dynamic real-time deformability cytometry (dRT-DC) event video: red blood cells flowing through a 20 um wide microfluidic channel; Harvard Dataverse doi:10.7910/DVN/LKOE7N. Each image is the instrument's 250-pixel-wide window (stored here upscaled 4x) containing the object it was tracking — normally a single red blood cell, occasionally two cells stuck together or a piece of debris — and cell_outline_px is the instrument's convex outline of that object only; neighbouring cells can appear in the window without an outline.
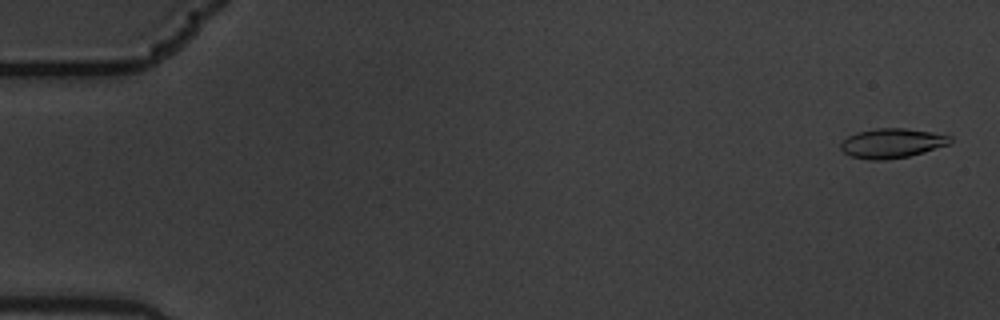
{"species": "common noctule bat (a hibernating species)", "species_latin": "Nyctalus noctula", "temperature_condition": "warm", "stored_images_in_passage": 5, "camera_frame_rate_fps": 3000, "um_per_image_px": 0.085, "animal": {"sex": "male", "body_mass_g": 19.5, "forearm_length_mm": 54.6}, "frame": {"image": 1, "passage_image": 1, "time_ms": 0.0, "image_size_px": [1000, 320], "cell_outline_px": [[952, 144], [924, 152], [908, 156], [884, 160], [868, 160], [852, 156], [844, 152], [840, 148], [840, 144], [848, 136], [856, 132], [876, 128], [904, 128], [932, 132], [952, 136]], "centroid_in_image_um": [75.84, 12.17], "position_along_channel_um": 9.2, "area_um2": 18.96}}